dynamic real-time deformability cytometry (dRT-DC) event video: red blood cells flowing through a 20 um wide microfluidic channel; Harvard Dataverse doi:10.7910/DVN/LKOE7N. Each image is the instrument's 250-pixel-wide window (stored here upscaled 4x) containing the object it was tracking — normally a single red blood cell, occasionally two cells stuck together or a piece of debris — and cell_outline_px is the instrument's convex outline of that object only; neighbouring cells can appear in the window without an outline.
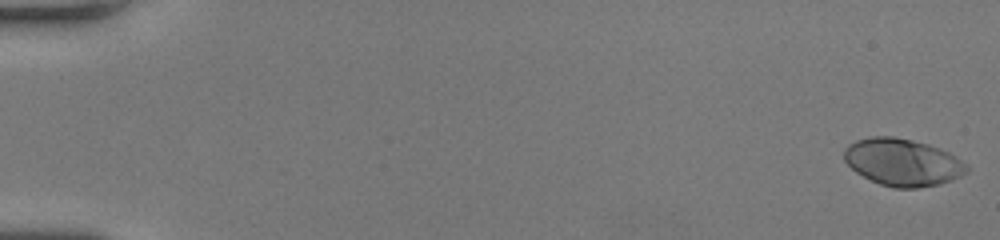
{"species": "human", "species_latin": "Homo sapiens", "temperature_condition": "room temperature", "stored_images_in_passage": 53, "camera_frame_rate_fps": 3000, "um_per_image_px": 0.085, "donor": {"sex": "female"}, "frame": {"image": 1, "passage_image": 1, "time_ms": 0.0, "image_size_px": [1000, 240], "cell_outline_px": [[968, 172], [952, 180], [940, 184], [916, 188], [892, 188], [880, 184], [856, 172], [844, 160], [844, 148], [848, 144], [856, 140], [872, 136], [892, 136], [912, 140], [928, 144], [940, 148], [956, 156], [968, 164]], "centroid_in_image_um": [76.74, 13.79], "position_along_channel_um": 8.3, "area_um2": 33.87}}
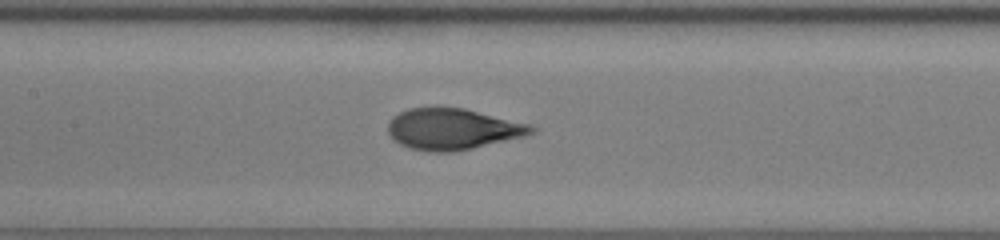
{"frame": {"image": 2, "passage_image": 27, "time_ms": 8.667, "image_size_px": [1000, 240], "cell_outline_px": [[536, 132], [524, 136], [472, 148], [452, 152], [428, 152], [412, 148], [400, 144], [388, 132], [388, 124], [392, 116], [408, 108], [436, 104], [440, 104], [464, 108], [532, 124], [536, 128]], "centroid_in_image_um": [38.47, 10.92], "position_along_channel_um": 168.9, "area_um2": 35.08}}
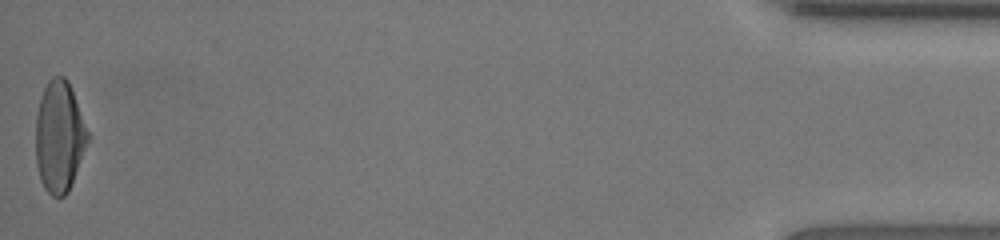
{"frame": {"image": 3, "passage_image": 53, "time_ms": 17.333, "image_size_px": [1000, 240], "cell_outline_px": [[88, 140], [68, 192], [64, 196], [52, 196], [44, 188], [40, 180], [36, 164], [36, 112], [40, 96], [48, 80], [52, 76], [64, 76], [68, 80], [88, 132]], "centroid_in_image_um": [5.01, 11.59], "position_along_channel_um": 430.2, "area_um2": 33.47}, "authors_computed_cell_mechanics": {"area_um2": 33.9286, "velocity_mm_per_s": 4.0633, "shape_relaxation_time_tau1_ms": 3.8971, "shape_relaxation_time_tau2_ms": null, "deformation_change_tau1": 0.2044, "deformation_change_tau2": null}}